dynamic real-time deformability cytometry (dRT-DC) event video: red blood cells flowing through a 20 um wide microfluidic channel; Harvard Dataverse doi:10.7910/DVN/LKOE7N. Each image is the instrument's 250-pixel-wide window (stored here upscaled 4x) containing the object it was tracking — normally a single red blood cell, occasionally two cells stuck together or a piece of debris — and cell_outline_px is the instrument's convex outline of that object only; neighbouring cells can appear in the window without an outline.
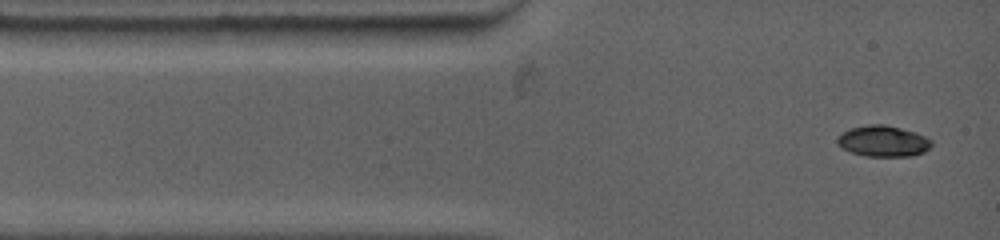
{"species": "common noctule bat (a hibernating species)", "species_latin": "Nyctalus noctula", "temperature_condition": "warm", "stored_images_in_passage": 33, "camera_frame_rate_fps": 4500, "um_per_image_px": 0.085, "animal": {"sex": "female", "body_mass_g": 19.0, "forearm_length_mm": 53.3}, "frame": {"image": 1, "passage_image": 1, "time_ms": 0.0, "image_size_px": [1000, 240], "cell_outline_px": [[932, 144], [924, 152], [912, 156], [868, 156], [852, 152], [840, 148], [836, 144], [836, 136], [852, 128], [872, 124], [884, 124], [916, 132], [932, 140]], "centroid_in_image_um": [75.05, 12.0], "position_along_channel_um": 10.0, "area_um2": 16.99}}
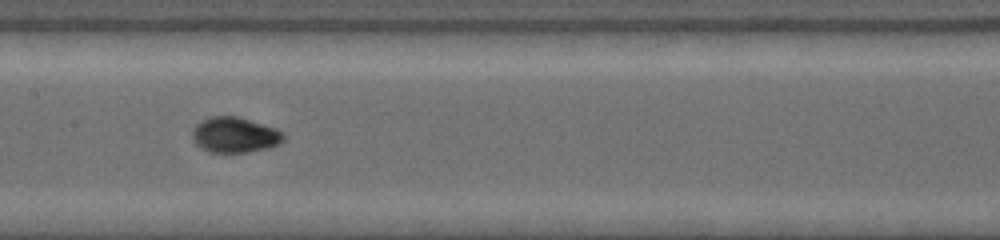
{"frame": {"image": 2, "passage_image": 10, "time_ms": 5.556, "image_size_px": [1000, 240], "cell_outline_px": [[284, 140], [268, 148], [248, 152], [208, 152], [200, 148], [192, 140], [192, 128], [196, 124], [212, 116], [236, 116], [276, 128], [284, 132]], "centroid_in_image_um": [19.93, 11.47], "position_along_channel_um": 187.5, "area_um2": 18.84}}
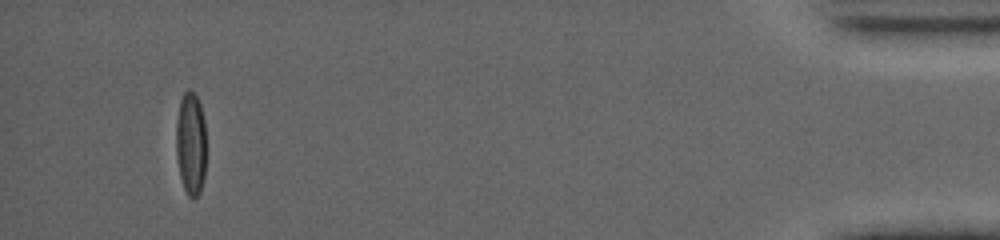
{"frame": {"image": 3, "passage_image": 28, "time_ms": 14.444, "image_size_px": [1000, 240], "cell_outline_px": [[204, 176], [200, 192], [196, 196], [188, 196], [184, 188], [180, 176], [176, 156], [176, 120], [180, 100], [184, 92], [188, 88], [196, 96], [200, 104], [204, 120]], "centroid_in_image_um": [16.19, 12.17], "position_along_channel_um": 419.0, "area_um2": 17.86}}